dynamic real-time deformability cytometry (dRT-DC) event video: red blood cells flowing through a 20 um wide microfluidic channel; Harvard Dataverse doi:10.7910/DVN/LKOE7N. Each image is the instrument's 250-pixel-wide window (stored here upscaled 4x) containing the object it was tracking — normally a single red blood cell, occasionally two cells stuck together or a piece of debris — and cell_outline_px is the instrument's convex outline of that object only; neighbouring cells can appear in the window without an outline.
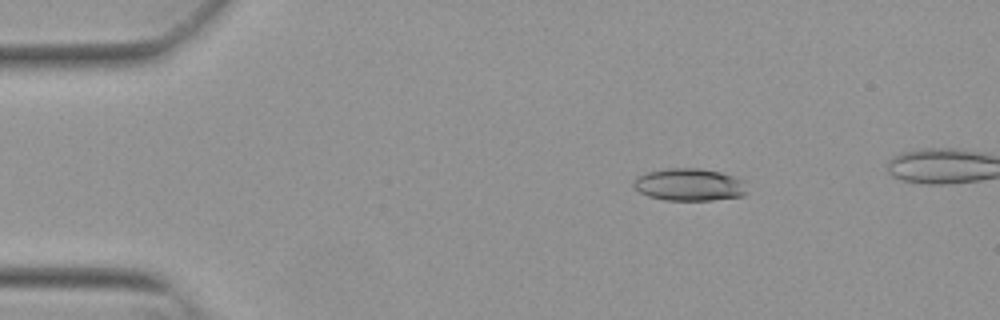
{"species": "Egyptian fruit bat (a non-hibernating species)", "species_latin": "Rousettus aegyptiacus", "temperature_condition": "warm", "stored_images_in_passage": 43, "camera_frame_rate_fps": 3000, "um_per_image_px": 0.085, "animal": {"sex": "female"}, "frame": {"image": 1, "passage_image": 2, "time_ms": 0.333, "image_size_px": [1000, 320], "cell_outline_px": [[748, 192], [744, 196], [712, 200], [664, 200], [648, 196], [640, 192], [632, 184], [636, 176], [648, 172], [664, 168], [700, 168], [720, 172], [744, 180]], "centroid_in_image_um": [58.61, 15.69], "position_along_channel_um": 26.4, "area_um2": 21.62}}
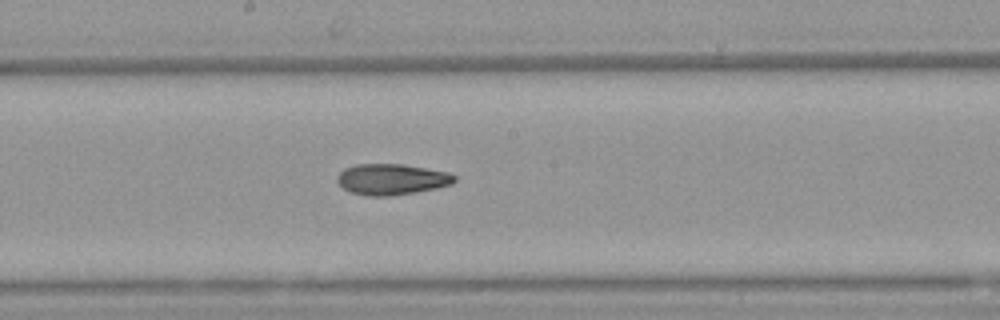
{"frame": {"image": 2, "passage_image": 22, "time_ms": 7.0, "image_size_px": [1000, 320], "cell_outline_px": [[456, 180], [452, 184], [436, 188], [416, 192], [388, 196], [368, 196], [348, 192], [336, 180], [336, 176], [344, 168], [356, 164], [404, 164], [448, 172], [456, 176]], "centroid_in_image_um": [33.27, 15.24], "position_along_channel_um": 214.9, "area_um2": 21.27}}
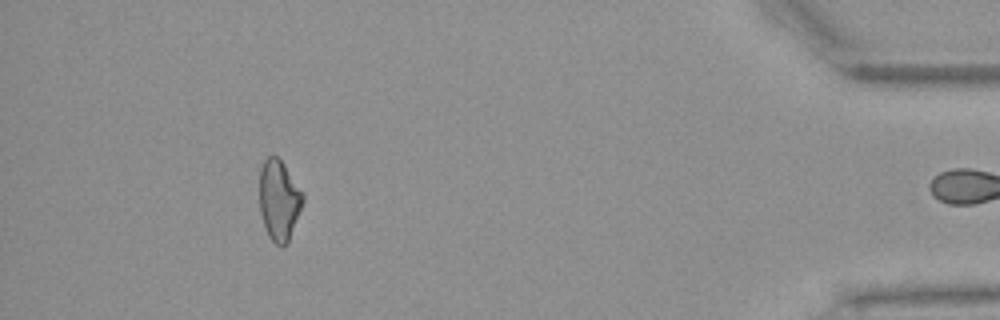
{"frame": {"image": 3, "passage_image": 42, "time_ms": 13.667, "image_size_px": [1000, 320], "cell_outline_px": [[304, 200], [288, 244], [276, 244], [268, 236], [260, 212], [260, 168], [264, 160], [268, 156], [276, 156], [284, 164], [304, 196]], "centroid_in_image_um": [23.71, 17.02], "position_along_channel_um": 411.5, "area_um2": 20.06}, "authors_computed_cell_mechanics": {"area_um2": 20.7502, "velocity_mm_per_s": 3.8575, "shape_relaxation_time_tau1_ms": 10.6501, "shape_relaxation_time_tau2_ms": 4.6624, "deformation_change_tau1": 0.2138, "deformation_change_tau2": 0.1249}}